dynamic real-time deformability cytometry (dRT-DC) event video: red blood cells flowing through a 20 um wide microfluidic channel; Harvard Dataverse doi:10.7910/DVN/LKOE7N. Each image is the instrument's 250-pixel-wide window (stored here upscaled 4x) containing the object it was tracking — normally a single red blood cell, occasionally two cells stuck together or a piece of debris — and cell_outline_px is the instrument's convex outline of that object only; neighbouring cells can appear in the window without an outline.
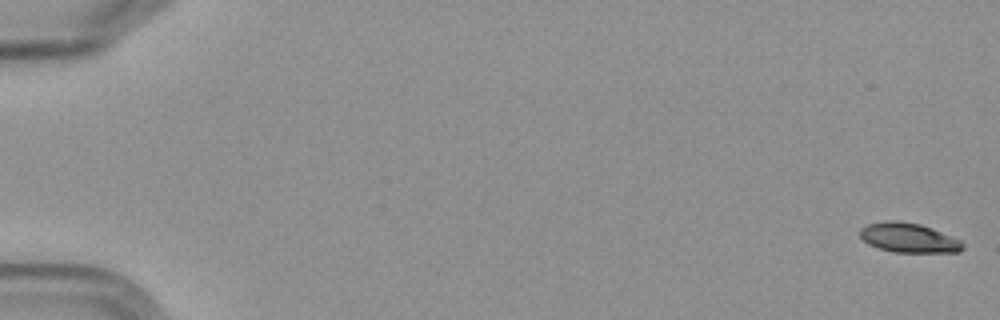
{"species": "Egyptian fruit bat (a non-hibernating species)", "species_latin": "Rousettus aegyptiacus", "temperature_condition": "cold", "stored_images_in_passage": 6, "camera_frame_rate_fps": 3000, "um_per_image_px": 0.085, "frame": {"image": 1, "passage_image": 1, "time_ms": 0.0, "image_size_px": [1000, 320], "cell_outline_px": [[964, 248], [960, 252], [896, 252], [880, 248], [868, 244], [860, 236], [860, 228], [868, 224], [888, 220], [896, 220], [920, 224], [932, 228], [960, 240], [964, 244]], "centroid_in_image_um": [77.24, 20.21], "position_along_channel_um": 7.8, "area_um2": 17.57}}